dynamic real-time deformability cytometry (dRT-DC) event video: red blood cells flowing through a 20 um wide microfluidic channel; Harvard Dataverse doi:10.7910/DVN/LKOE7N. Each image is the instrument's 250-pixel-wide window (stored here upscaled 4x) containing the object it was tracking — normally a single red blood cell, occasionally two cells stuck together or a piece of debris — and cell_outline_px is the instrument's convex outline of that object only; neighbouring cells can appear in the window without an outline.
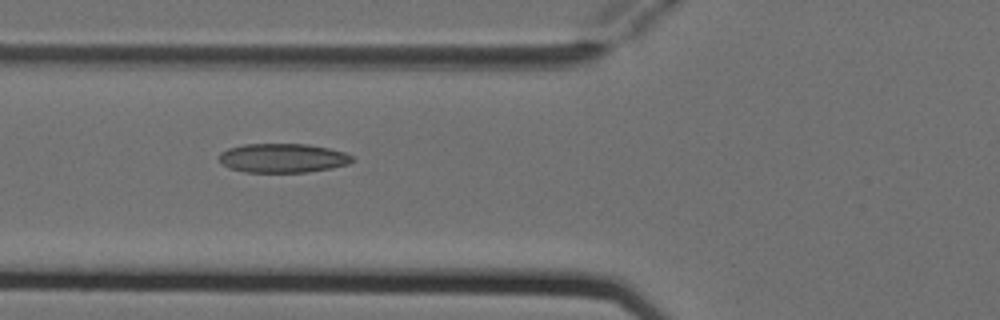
{"species": "Egyptian fruit bat (a non-hibernating species)", "species_latin": "Rousettus aegyptiacus", "temperature_condition": "cold", "stored_images_in_passage": 6, "camera_frame_rate_fps": 3000, "um_per_image_px": 0.085, "animal": {"sex": "female"}, "frame": {"image": 1, "passage_image": 6, "time_ms": 1.667, "image_size_px": [1000, 320], "cell_outline_px": [[356, 160], [348, 164], [332, 168], [308, 172], [244, 172], [228, 168], [220, 160], [220, 152], [228, 148], [244, 144], [308, 144], [328, 148], [344, 152], [352, 156]], "centroid_in_image_um": [24.05, 13.44], "position_along_channel_um": 101.7, "area_um2": 22.66}}